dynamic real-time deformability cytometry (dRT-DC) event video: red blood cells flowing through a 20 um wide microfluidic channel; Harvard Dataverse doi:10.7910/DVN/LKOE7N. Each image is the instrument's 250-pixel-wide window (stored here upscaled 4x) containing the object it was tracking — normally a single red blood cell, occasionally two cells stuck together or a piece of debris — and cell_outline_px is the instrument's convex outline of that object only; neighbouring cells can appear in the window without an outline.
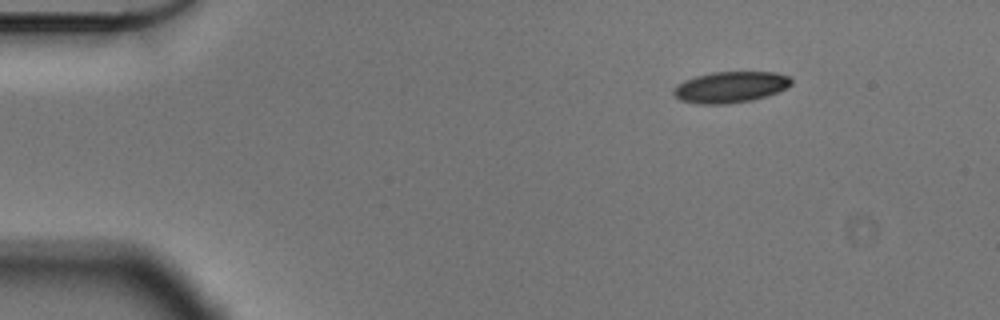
{"species": "Egyptian fruit bat (a non-hibernating species)", "species_latin": "Rousettus aegyptiacus", "temperature_condition": "cold", "stored_images_in_passage": 50, "camera_frame_rate_fps": 3000, "um_per_image_px": 0.085, "animal": {"sex": "male"}, "frame": {"image": 1, "passage_image": 1, "time_ms": 0.0, "image_size_px": [1000, 320], "cell_outline_px": [[792, 84], [788, 88], [752, 100], [724, 104], [696, 104], [680, 100], [672, 92], [672, 88], [676, 84], [684, 80], [696, 76], [712, 72], [776, 72], [788, 76], [792, 80]], "centroid_in_image_um": [62.05, 7.4], "position_along_channel_um": 22.9, "area_um2": 21.44}}
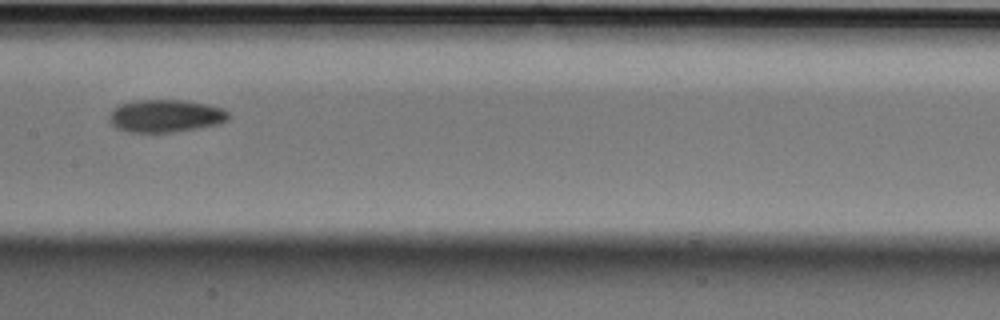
{"frame": {"image": 2, "passage_image": 22, "time_ms": 7.0, "image_size_px": [1000, 320], "cell_outline_px": [[228, 120], [220, 124], [176, 132], [128, 132], [116, 128], [108, 120], [108, 116], [112, 108], [120, 104], [132, 100], [184, 100], [208, 104], [224, 108], [228, 112]], "centroid_in_image_um": [14.05, 9.85], "position_along_channel_um": 193.3, "area_um2": 23.06}}
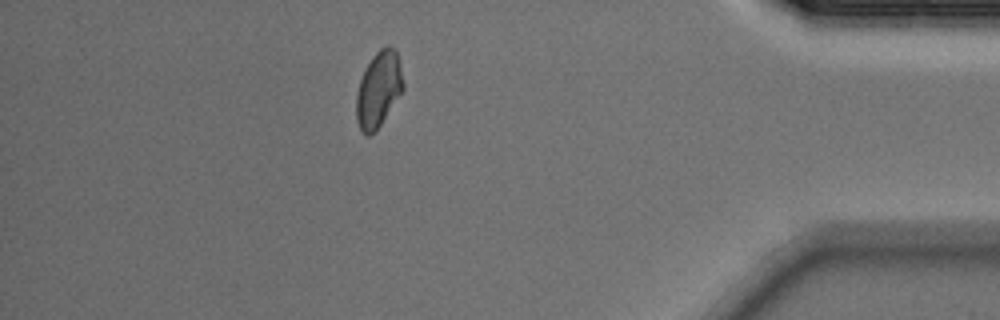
{"frame": {"image": 3, "passage_image": 43, "time_ms": 14.0, "image_size_px": [1000, 320], "cell_outline_px": [[404, 88], [376, 132], [368, 136], [360, 128], [356, 120], [356, 96], [360, 80], [372, 56], [380, 48], [388, 44], [396, 52], [400, 60], [404, 84]], "centroid_in_image_um": [32.19, 7.59], "position_along_channel_um": 403.0, "area_um2": 20.63}, "authors_computed_cell_mechanics": {"area_um2": 21.6461, "velocity_mm_per_s": 3.5543, "shape_relaxation_time_tau1_ms": 3.9887, "shape_relaxation_time_tau2_ms": null, "deformation_change_tau1": 0.0945, "deformation_change_tau2": null}}